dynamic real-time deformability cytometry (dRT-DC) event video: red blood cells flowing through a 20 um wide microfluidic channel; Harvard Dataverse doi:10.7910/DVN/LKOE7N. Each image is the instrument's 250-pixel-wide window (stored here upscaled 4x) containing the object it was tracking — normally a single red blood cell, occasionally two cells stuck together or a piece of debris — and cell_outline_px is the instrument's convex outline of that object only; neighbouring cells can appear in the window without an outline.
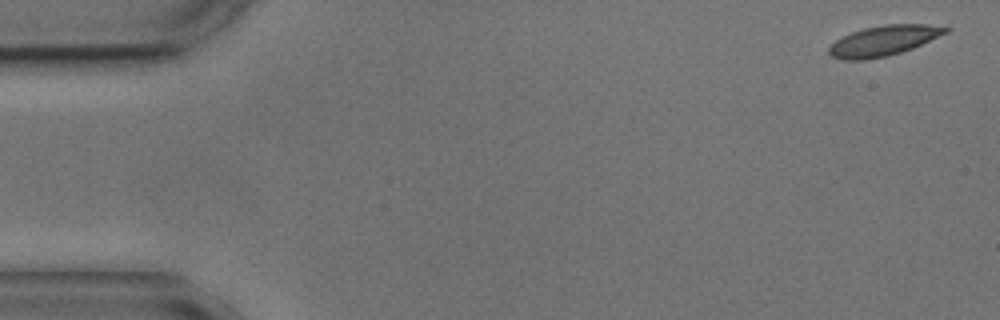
{"species": "common noctule bat (a hibernating species)", "species_latin": "Nyctalus noctula", "temperature_condition": "cold", "stored_images_in_passage": 4, "camera_frame_rate_fps": 3000, "um_per_image_px": 0.085, "animal": {"sex": "male", "body_mass_g": 17.9, "forearm_length_mm": 54.2}, "frame": {"image": 1, "passage_image": 1, "time_ms": 0.0, "image_size_px": [1000, 320], "cell_outline_px": [[952, 28], [948, 32], [912, 48], [888, 56], [864, 60], [844, 60], [832, 56], [828, 52], [828, 48], [840, 36], [864, 28], [884, 24], [928, 24]], "centroid_in_image_um": [75.09, 3.45], "position_along_channel_um": 9.9, "area_um2": 20.52}}
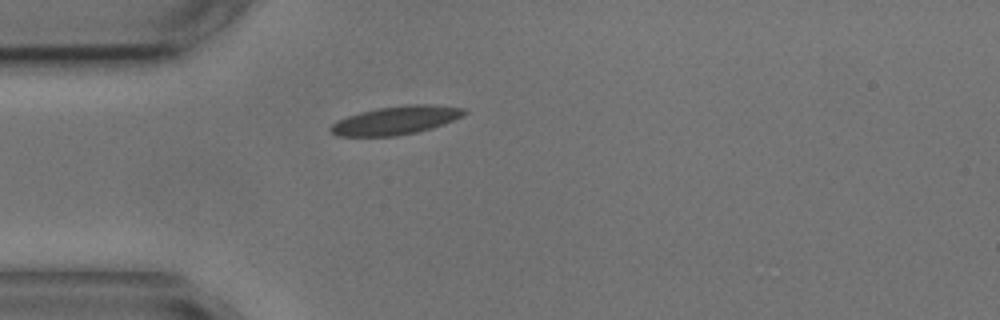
{"frame": {"image": 2, "passage_image": 4, "time_ms": 4.333, "image_size_px": [1000, 320], "cell_outline_px": [[468, 112], [444, 124], [432, 128], [416, 132], [396, 136], [336, 136], [328, 132], [328, 128], [336, 120], [360, 112], [376, 108], [408, 104], [432, 104], [464, 108]], "centroid_in_image_um": [33.59, 10.23], "position_along_channel_um": 51.4, "area_um2": 22.25}}